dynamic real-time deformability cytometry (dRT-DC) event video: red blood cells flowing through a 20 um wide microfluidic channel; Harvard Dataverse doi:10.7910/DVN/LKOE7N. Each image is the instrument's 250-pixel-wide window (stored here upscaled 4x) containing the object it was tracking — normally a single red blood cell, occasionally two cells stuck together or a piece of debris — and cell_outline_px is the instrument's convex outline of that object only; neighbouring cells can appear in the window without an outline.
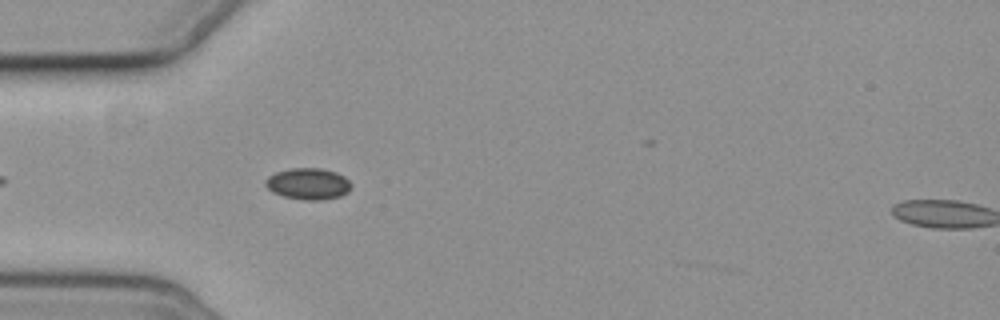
{"species": "common noctule bat (a hibernating species)", "species_latin": "Nyctalus noctula", "temperature_condition": "cold", "stored_images_in_passage": 6, "segment_of_instrument_passage": [2, 3], "camera_frame_rate_fps": 3000, "um_per_image_px": 0.085, "animal": {"sex": "female", "body_mass_g": 19.3, "forearm_length_mm": 54.1}, "frame": {"image": 1, "passage_image": 5, "time_ms": 5.667, "image_size_px": [1000, 320], "cell_outline_px": [[352, 188], [348, 192], [340, 196], [324, 200], [304, 200], [284, 196], [272, 192], [264, 184], [264, 180], [268, 176], [276, 172], [292, 168], [320, 168], [336, 172], [344, 176], [352, 184]], "centroid_in_image_um": [26.2, 15.62], "position_along_channel_um": 58.8, "area_um2": 15.84}}